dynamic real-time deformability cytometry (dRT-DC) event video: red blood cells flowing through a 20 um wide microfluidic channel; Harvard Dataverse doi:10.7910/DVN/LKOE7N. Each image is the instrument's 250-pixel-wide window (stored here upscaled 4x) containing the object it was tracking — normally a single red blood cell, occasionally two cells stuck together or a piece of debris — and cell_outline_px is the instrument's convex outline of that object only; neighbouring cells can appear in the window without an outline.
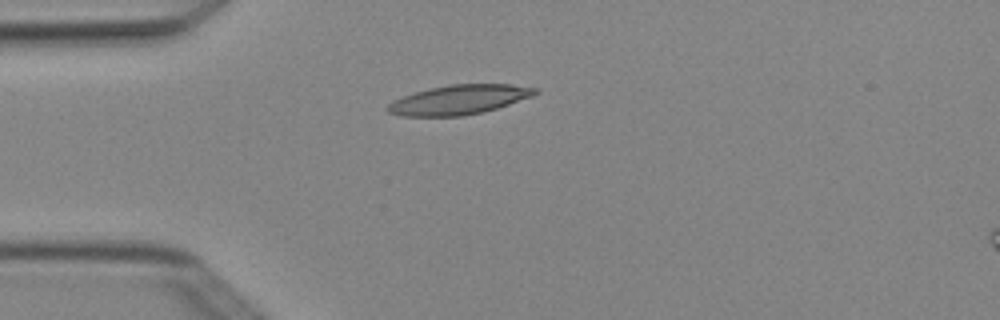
{"species": "Egyptian fruit bat (a non-hibernating species)", "species_latin": "Rousettus aegyptiacus", "temperature_condition": "cold", "stored_images_in_passage": 5, "camera_frame_rate_fps": 3000, "um_per_image_px": 0.085, "animal": {"sex": "female"}, "frame": {"image": 1, "passage_image": 4, "time_ms": 1.0, "image_size_px": [1000, 320], "cell_outline_px": [[540, 92], [532, 96], [496, 108], [464, 116], [404, 116], [388, 112], [384, 108], [392, 100], [428, 88], [452, 84], [508, 84], [540, 88]], "centroid_in_image_um": [39.01, 8.47], "position_along_channel_um": 46.0, "area_um2": 25.26}}